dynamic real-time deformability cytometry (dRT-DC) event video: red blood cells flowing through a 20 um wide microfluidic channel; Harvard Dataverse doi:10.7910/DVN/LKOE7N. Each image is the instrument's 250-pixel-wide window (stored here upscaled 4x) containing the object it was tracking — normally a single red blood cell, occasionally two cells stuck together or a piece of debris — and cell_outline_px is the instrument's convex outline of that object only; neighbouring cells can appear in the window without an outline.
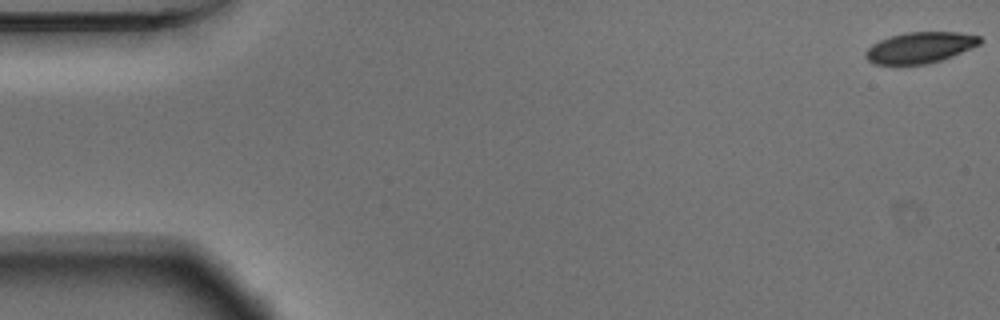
{"species": "Egyptian fruit bat (a non-hibernating species)", "species_latin": "Rousettus aegyptiacus", "temperature_condition": "warm", "stored_images_in_passage": 54, "camera_frame_rate_fps": 3000, "um_per_image_px": 0.085, "animal": {"sex": "male"}, "frame": {"image": 1, "passage_image": 1, "time_ms": 0.0, "image_size_px": [1000, 320], "cell_outline_px": [[984, 40], [980, 44], [952, 56], [928, 64], [872, 64], [864, 56], [864, 52], [872, 44], [880, 40], [892, 36], [908, 32], [960, 32], [980, 36]], "centroid_in_image_um": [78.21, 4.04], "position_along_channel_um": 6.8, "area_um2": 20.63}}
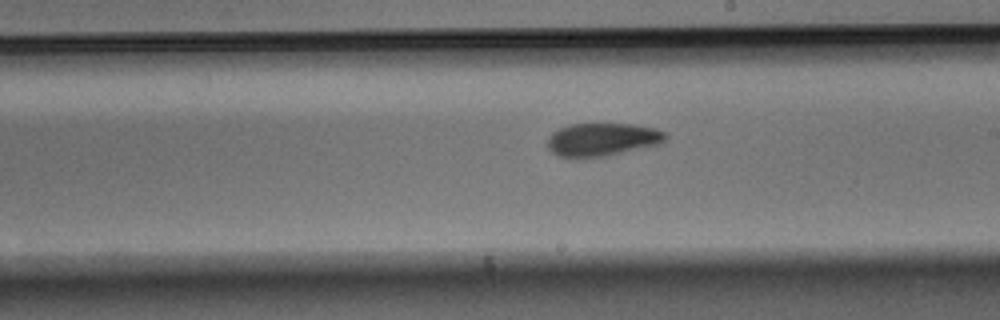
{"frame": {"image": 2, "passage_image": 31, "time_ms": 10.0, "image_size_px": [1000, 320], "cell_outline_px": [[668, 136], [660, 144], [608, 156], [576, 160], [560, 156], [552, 152], [548, 148], [548, 136], [552, 132], [568, 124], [636, 124], [656, 128], [664, 132]], "centroid_in_image_um": [51.17, 11.88], "position_along_channel_um": 237.8, "area_um2": 23.29}}
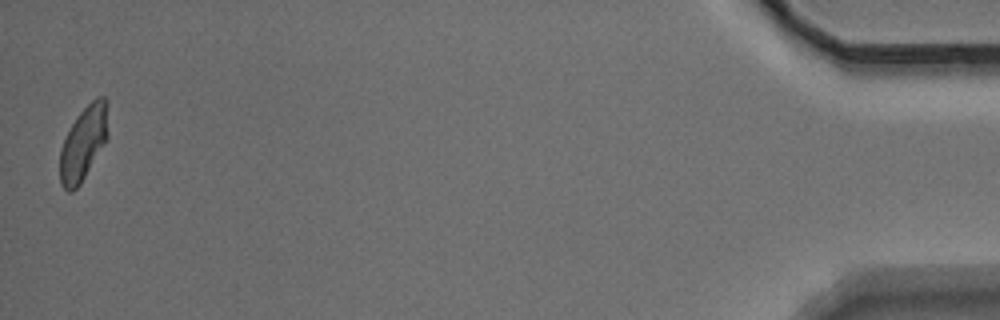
{"frame": {"image": 3, "passage_image": 54, "time_ms": 17.667, "image_size_px": [1000, 320], "cell_outline_px": [[108, 136], [104, 144], [80, 184], [72, 192], [68, 192], [60, 184], [60, 148], [72, 124], [80, 112], [96, 96], [104, 96], [108, 100]], "centroid_in_image_um": [7.11, 12.14], "position_along_channel_um": 428.1, "area_um2": 20.75}, "authors_computed_cell_mechanics": {"area_um2": 22.0507, "velocity_mm_per_s": 3.7097, "shape_relaxation_time_tau1_ms": 4.4078, "shape_relaxation_time_tau2_ms": 3.7057, "deformation_change_tau1": 0.1389, "deformation_change_tau2": 0.091}}